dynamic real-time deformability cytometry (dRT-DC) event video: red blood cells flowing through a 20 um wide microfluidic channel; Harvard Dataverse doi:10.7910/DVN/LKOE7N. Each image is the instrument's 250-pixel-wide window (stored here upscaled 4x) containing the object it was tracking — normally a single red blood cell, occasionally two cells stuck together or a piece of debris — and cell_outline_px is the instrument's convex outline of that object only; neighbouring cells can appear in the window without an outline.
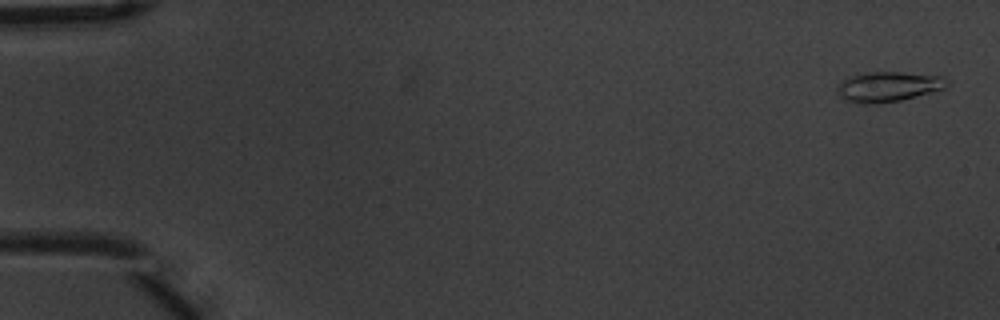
{"species": "common noctule bat (a hibernating species)", "species_latin": "Nyctalus noctula", "temperature_condition": "warm", "stored_images_in_passage": 15, "camera_frame_rate_fps": 3000, "um_per_image_px": 0.085, "animal": {"sex": "male", "body_mass_g": 20.1, "forearm_length_mm": 53.5}, "frame": {"image": 1, "passage_image": 1, "time_ms": 0.0, "image_size_px": [1000, 320], "cell_outline_px": [[952, 80], [944, 88], [900, 100], [872, 104], [864, 104], [844, 100], [836, 92], [836, 88], [840, 80], [852, 76], [872, 72], [904, 72], [940, 76]], "centroid_in_image_um": [75.47, 7.36], "position_along_channel_um": 9.5, "area_um2": 19.13}}
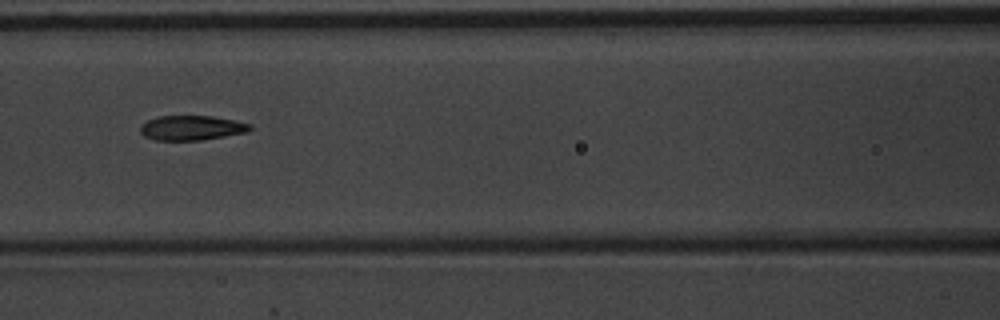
{"frame": {"image": 2, "passage_image": 7, "time_ms": 2.0, "image_size_px": [1000, 320], "cell_outline_px": [[252, 128], [248, 132], [200, 140], [156, 140], [144, 136], [140, 132], [140, 124], [156, 116], [212, 116], [252, 124]], "centroid_in_image_um": [16.26, 10.86], "position_along_channel_um": 150.3, "area_um2": 15.78}}
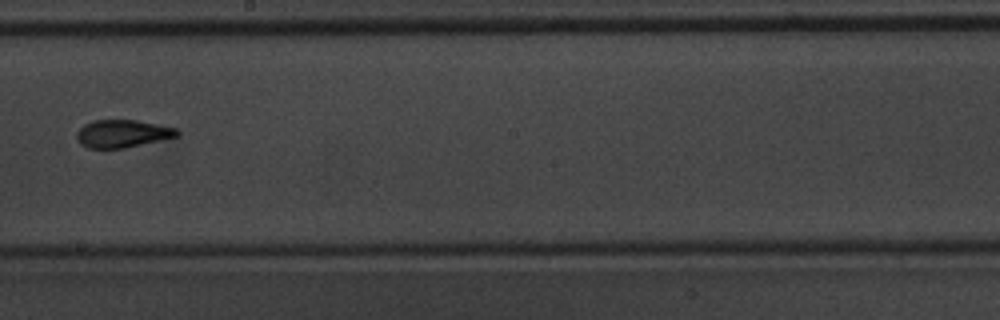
{"frame": {"image": 3, "passage_image": 9, "time_ms": 2.667, "image_size_px": [1000, 320], "cell_outline_px": [[180, 132], [176, 136], [160, 140], [124, 148], [88, 148], [80, 144], [76, 136], [76, 132], [84, 124], [92, 120], [136, 120], [176, 128]], "centroid_in_image_um": [10.36, 11.35], "position_along_channel_um": 237.8, "area_um2": 16.07}}